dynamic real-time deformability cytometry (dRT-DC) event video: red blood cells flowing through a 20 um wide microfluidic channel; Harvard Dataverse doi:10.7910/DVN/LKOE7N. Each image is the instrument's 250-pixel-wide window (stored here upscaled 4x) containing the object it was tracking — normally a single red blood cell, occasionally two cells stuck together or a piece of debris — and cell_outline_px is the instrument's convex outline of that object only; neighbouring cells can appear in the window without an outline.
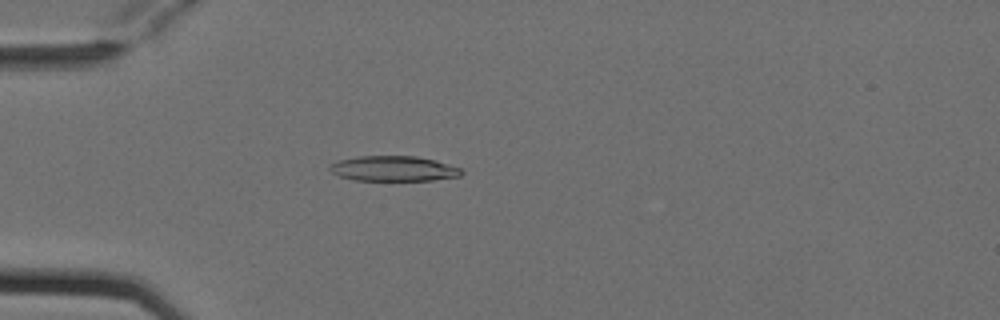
{"species": "Egyptian fruit bat (a non-hibernating species)", "species_latin": "Rousettus aegyptiacus", "temperature_condition": "cold", "stored_images_in_passage": 5, "camera_frame_rate_fps": 3000, "um_per_image_px": 0.085, "animal": {"sex": "female"}, "frame": {"image": 1, "passage_image": 4, "time_ms": 1.0, "image_size_px": [1000, 320], "cell_outline_px": [[464, 172], [460, 176], [432, 180], [356, 180], [340, 176], [332, 172], [328, 168], [328, 164], [340, 160], [356, 156], [416, 156], [432, 160], [460, 168]], "centroid_in_image_um": [33.41, 14.33], "position_along_channel_um": 51.6, "area_um2": 19.13}}